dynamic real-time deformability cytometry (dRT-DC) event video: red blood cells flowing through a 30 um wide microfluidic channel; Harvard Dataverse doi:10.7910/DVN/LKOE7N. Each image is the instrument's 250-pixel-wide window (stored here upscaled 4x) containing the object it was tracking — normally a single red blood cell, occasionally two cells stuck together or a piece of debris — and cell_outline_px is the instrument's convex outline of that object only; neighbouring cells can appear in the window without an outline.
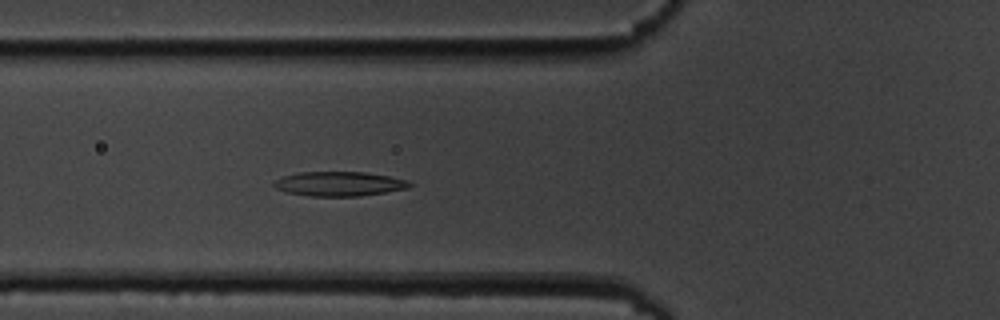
{"species": "common noctule bat (a hibernating species)", "species_latin": "Nyctalus noctula", "temperature_condition": "cold", "stored_images_in_passage": 5, "camera_frame_rate_fps": 3000, "um_per_image_px": 0.085, "animal": {"sex": "male", "body_mass_g": 19.5, "forearm_length_mm": 54.6}, "frame": {"image": 1, "passage_image": 5, "time_ms": 5.333, "image_size_px": [1000, 320], "cell_outline_px": [[412, 184], [408, 188], [360, 196], [308, 196], [288, 192], [276, 188], [272, 184], [276, 180], [284, 176], [300, 172], [364, 172], [388, 176], [404, 180]], "centroid_in_image_um": [28.8, 15.63], "position_along_channel_um": 97.0, "area_um2": 19.02}}